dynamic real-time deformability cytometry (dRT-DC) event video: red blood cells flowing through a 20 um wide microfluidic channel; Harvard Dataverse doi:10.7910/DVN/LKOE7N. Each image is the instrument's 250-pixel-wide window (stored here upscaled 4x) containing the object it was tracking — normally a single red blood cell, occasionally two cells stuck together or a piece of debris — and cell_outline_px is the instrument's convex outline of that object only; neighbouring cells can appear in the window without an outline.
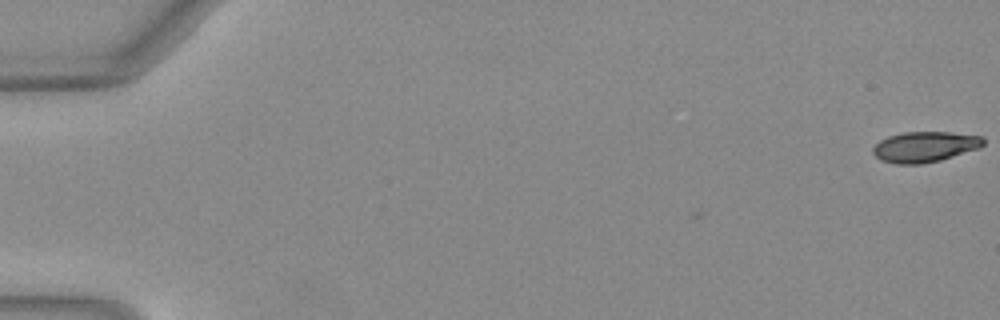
{"species": "Egyptian fruit bat (a non-hibernating species)", "species_latin": "Rousettus aegyptiacus", "temperature_condition": "warm", "stored_images_in_passage": 52, "camera_frame_rate_fps": 3000, "um_per_image_px": 0.085, "animal": {"sex": "female"}, "frame": {"image": 1, "passage_image": 1, "time_ms": 0.0, "image_size_px": [1000, 320], "cell_outline_px": [[984, 144], [980, 148], [940, 160], [920, 164], [896, 164], [880, 160], [872, 152], [872, 148], [880, 140], [888, 136], [904, 132], [948, 132], [984, 136]], "centroid_in_image_um": [78.61, 12.47], "position_along_channel_um": 6.4, "area_um2": 19.71}}
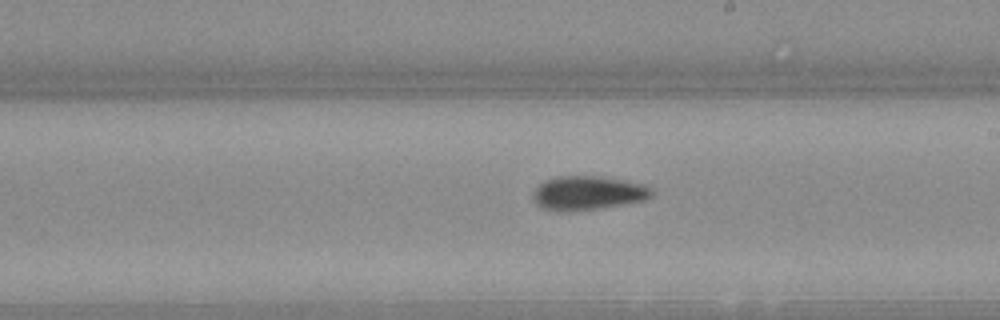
{"frame": {"image": 2, "passage_image": 31, "time_ms": 10.0, "image_size_px": [1000, 320], "cell_outline_px": [[652, 196], [644, 200], [600, 208], [568, 212], [560, 212], [540, 208], [536, 204], [532, 196], [536, 188], [544, 180], [556, 176], [600, 176], [624, 180], [644, 184], [652, 188]], "centroid_in_image_um": [49.94, 16.41], "position_along_channel_um": 239.1, "area_um2": 23.7}}
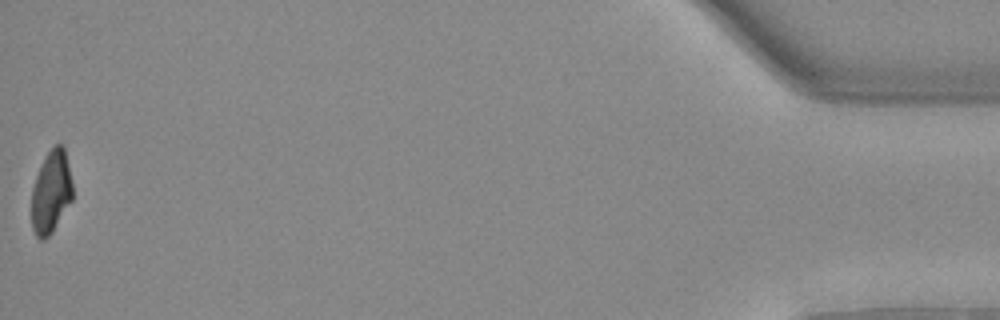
{"frame": {"image": 3, "passage_image": 52, "time_ms": 17.0, "image_size_px": [1000, 320], "cell_outline_px": [[72, 200], [52, 232], [44, 240], [40, 240], [36, 236], [32, 228], [32, 188], [36, 176], [44, 156], [56, 144], [64, 144], [72, 184]], "centroid_in_image_um": [4.34, 16.31], "position_along_channel_um": 430.9, "area_um2": 19.71}, "authors_computed_cell_mechanics": {"area_um2": 21.3282, "velocity_mm_per_s": 4.068, "shape_relaxation_time_tau1_ms": 9.0356, "shape_relaxation_time_tau2_ms": 3.908, "deformation_change_tau1": 0.2747, "deformation_change_tau2": 0.1061}}